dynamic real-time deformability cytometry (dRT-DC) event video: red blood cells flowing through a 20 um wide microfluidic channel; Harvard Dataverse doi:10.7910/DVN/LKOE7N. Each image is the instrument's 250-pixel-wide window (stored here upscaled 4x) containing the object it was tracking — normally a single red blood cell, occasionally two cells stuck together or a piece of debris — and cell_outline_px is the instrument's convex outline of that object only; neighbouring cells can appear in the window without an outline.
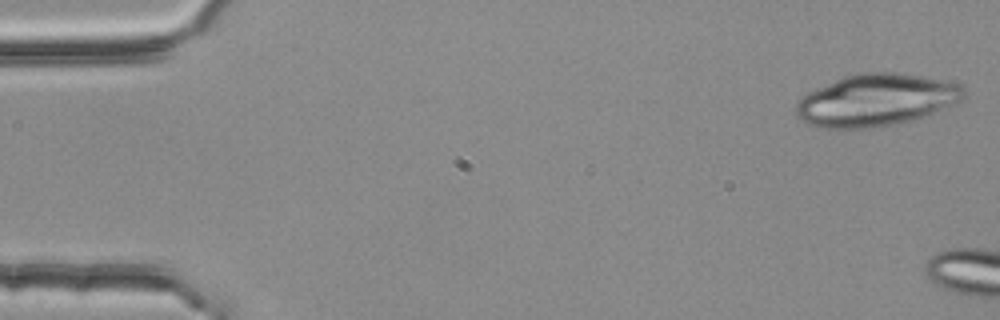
{"species": "common noctule bat (a hibernating species)", "species_latin": "Nyctalus noctula", "temperature_condition": "room temperature", "stored_images_in_passage": 5, "camera_frame_rate_fps": 3000, "um_per_image_px": 0.085, "animal": {"sex": "female", "body_mass_g": 25.1}, "frame": {"image": 1, "passage_image": 1, "time_ms": 0.0, "image_size_px": [1000, 320], "cell_outline_px": [[964, 100], [920, 116], [908, 120], [868, 128], [828, 128], [808, 124], [796, 116], [796, 104], [808, 92], [816, 88], [844, 76], [864, 72], [896, 72], [944, 80], [960, 84], [964, 92]], "centroid_in_image_um": [74.44, 8.49], "position_along_channel_um": 10.6, "area_um2": 50.0}}